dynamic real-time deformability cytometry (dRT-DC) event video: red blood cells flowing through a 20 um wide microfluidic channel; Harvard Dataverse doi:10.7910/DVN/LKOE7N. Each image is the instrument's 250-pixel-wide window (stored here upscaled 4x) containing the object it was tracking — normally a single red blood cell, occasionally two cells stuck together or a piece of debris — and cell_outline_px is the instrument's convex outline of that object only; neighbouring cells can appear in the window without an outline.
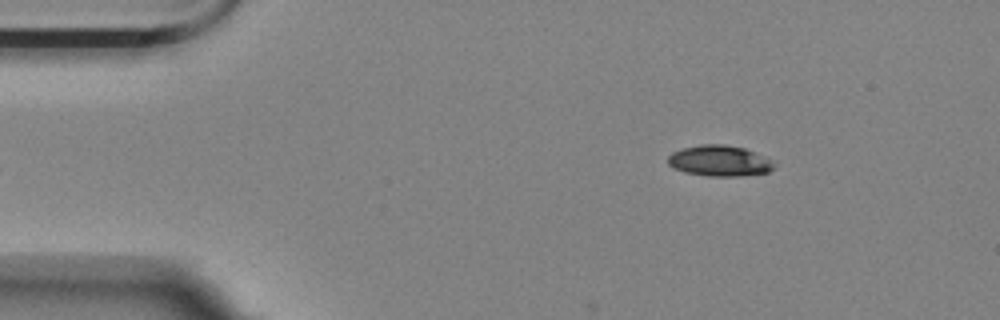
{"species": "Egyptian fruit bat (a non-hibernating species)", "species_latin": "Rousettus aegyptiacus", "temperature_condition": "room temperature", "stored_images_in_passage": 4, "camera_frame_rate_fps": 3000, "um_per_image_px": 0.085, "animal": {"sex": "female"}, "frame": {"image": 1, "passage_image": 1, "time_ms": 0.0, "image_size_px": [1000, 320], "cell_outline_px": [[772, 168], [768, 172], [744, 176], [708, 176], [684, 172], [668, 164], [668, 156], [672, 152], [684, 148], [700, 144], [724, 144], [744, 148], [768, 160], [772, 164]], "centroid_in_image_um": [61.09, 13.67], "position_along_channel_um": 23.9, "area_um2": 18.67}}